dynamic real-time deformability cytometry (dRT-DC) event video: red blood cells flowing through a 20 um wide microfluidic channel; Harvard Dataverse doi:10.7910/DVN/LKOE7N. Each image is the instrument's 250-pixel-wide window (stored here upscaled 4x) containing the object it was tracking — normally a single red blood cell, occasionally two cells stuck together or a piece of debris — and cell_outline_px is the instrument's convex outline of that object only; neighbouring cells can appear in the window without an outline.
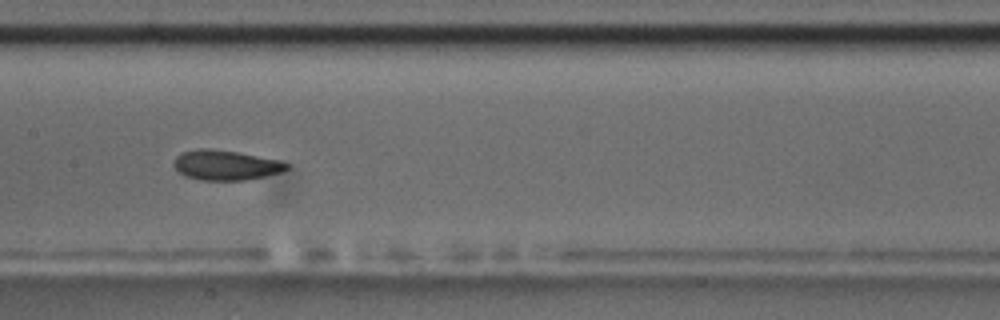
{"species": "common noctule bat (a hibernating species)", "species_latin": "Nyctalus noctula", "temperature_condition": "room temperature", "stored_images_in_passage": 10, "camera_frame_rate_fps": 3000, "um_per_image_px": 0.085, "animal": {"sex": "male", "body_mass_g": 17.5, "forearm_length_mm": 52.3}, "frame": {"image": 1, "passage_image": 10, "time_ms": 10.0, "image_size_px": [1000, 320], "cell_outline_px": [[288, 168], [280, 172], [264, 176], [244, 180], [200, 180], [184, 176], [172, 164], [172, 160], [180, 152], [196, 148], [212, 148], [236, 152], [280, 160], [288, 164]], "centroid_in_image_um": [19.11, 14.02], "position_along_channel_um": 188.3, "area_um2": 19.77}}